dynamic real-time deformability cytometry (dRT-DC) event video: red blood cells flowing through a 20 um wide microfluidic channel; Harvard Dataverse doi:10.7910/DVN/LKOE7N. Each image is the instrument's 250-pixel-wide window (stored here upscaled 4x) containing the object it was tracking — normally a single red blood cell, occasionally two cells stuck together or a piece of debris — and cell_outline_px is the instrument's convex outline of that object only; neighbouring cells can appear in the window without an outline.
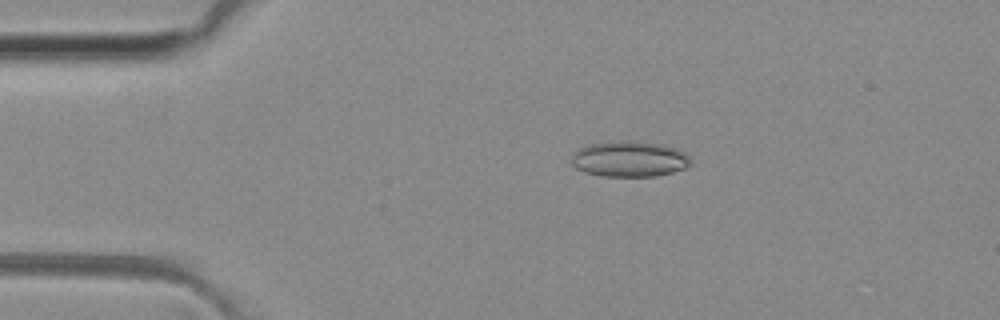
{"species": "common noctule bat (a hibernating species)", "species_latin": "Nyctalus noctula", "temperature_condition": "room temperature", "stored_images_in_passage": 45, "camera_frame_rate_fps": 3000, "um_per_image_px": 0.085, "animal": {"sex": "female", "body_mass_g": 29.2, "forearm_length_mm": 56.3}, "frame": {"image": 1, "passage_image": 5, "time_ms": 1.333, "image_size_px": [1000, 320], "cell_outline_px": [[692, 164], [688, 168], [656, 176], [600, 176], [584, 172], [576, 168], [572, 164], [572, 152], [580, 148], [592, 144], [616, 140], [620, 140], [660, 144], [676, 148], [688, 152], [692, 160]], "centroid_in_image_um": [53.55, 13.52], "position_along_channel_um": 31.5, "area_um2": 25.09}}
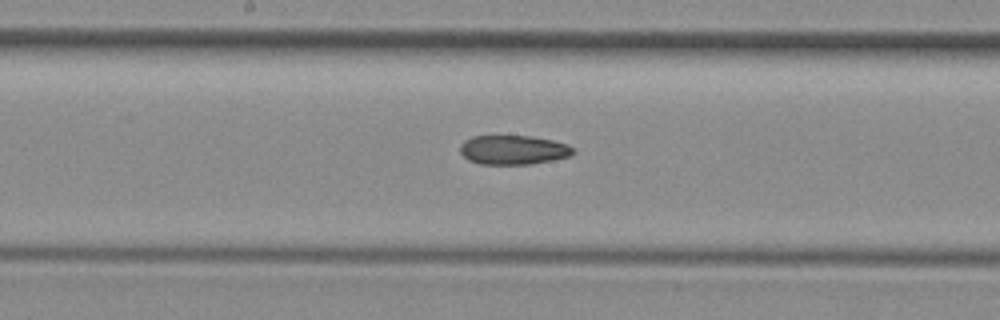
{"frame": {"image": 2, "passage_image": 21, "time_ms": 6.667, "image_size_px": [1000, 320], "cell_outline_px": [[576, 152], [568, 156], [552, 160], [532, 164], [480, 164], [468, 160], [460, 152], [460, 144], [464, 140], [472, 136], [532, 136], [552, 140], [568, 144]], "centroid_in_image_um": [43.61, 12.74], "position_along_channel_um": 204.6, "area_um2": 19.31}}
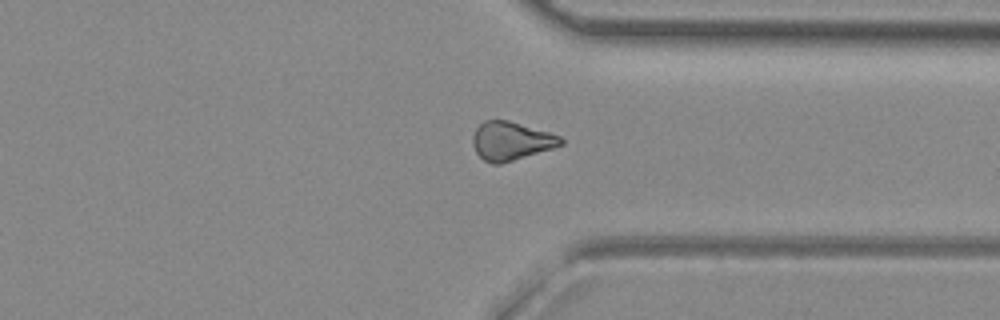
{"frame": {"image": 3, "passage_image": 33, "time_ms": 10.667, "image_size_px": [1000, 320], "cell_outline_px": [[564, 144], [552, 148], [500, 164], [492, 164], [484, 160], [476, 152], [472, 144], [472, 136], [476, 128], [484, 120], [508, 120], [548, 132], [560, 136], [564, 140]], "centroid_in_image_um": [43.41, 11.98], "position_along_channel_um": 368.0, "area_um2": 19.59}}